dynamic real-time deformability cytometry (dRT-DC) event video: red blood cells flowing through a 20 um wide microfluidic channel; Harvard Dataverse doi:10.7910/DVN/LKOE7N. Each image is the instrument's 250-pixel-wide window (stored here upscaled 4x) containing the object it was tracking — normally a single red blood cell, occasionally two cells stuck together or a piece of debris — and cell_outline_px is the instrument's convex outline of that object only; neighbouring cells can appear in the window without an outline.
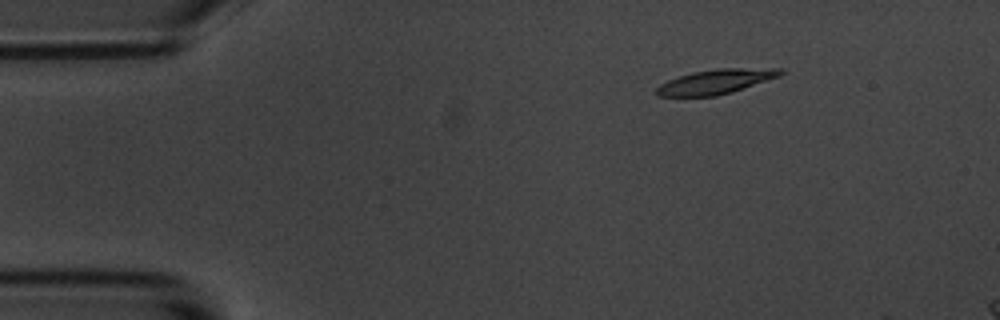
{"species": "common noctule bat (a hibernating species)", "species_latin": "Nyctalus noctula", "temperature_condition": "room temperature", "stored_images_in_passage": 5, "camera_frame_rate_fps": 3000, "um_per_image_px": 0.085, "animal": {"sex": "male", "body_mass_g": 20.1, "forearm_length_mm": 53.5}, "frame": {"image": 1, "passage_image": 3, "time_ms": 2.333, "image_size_px": [1000, 320], "cell_outline_px": [[784, 72], [780, 76], [732, 92], [716, 96], [656, 96], [656, 88], [660, 84], [668, 80], [692, 72], [716, 68], [784, 68]], "centroid_in_image_um": [60.87, 6.93], "position_along_channel_um": 24.1, "area_um2": 17.8}}